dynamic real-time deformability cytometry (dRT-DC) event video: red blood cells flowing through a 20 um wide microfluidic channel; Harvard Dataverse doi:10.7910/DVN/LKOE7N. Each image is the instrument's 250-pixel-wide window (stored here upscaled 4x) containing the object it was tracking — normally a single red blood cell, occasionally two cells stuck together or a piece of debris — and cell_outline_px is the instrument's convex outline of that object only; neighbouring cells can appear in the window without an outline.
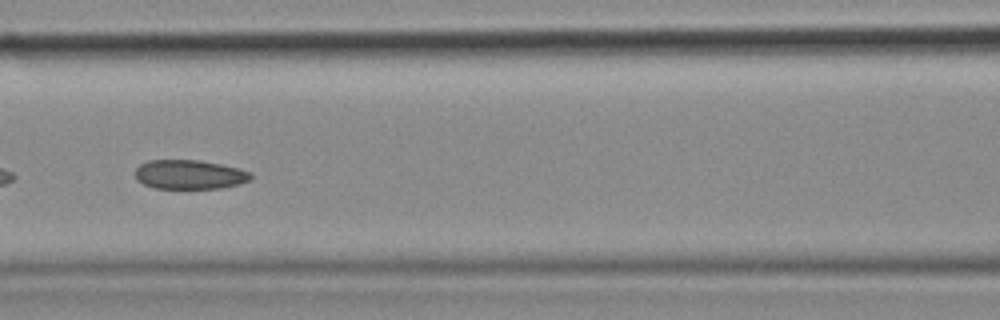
{"species": "common noctule bat (a hibernating species)", "species_latin": "Nyctalus noctula", "temperature_condition": "cold", "stored_images_in_passage": 50, "camera_frame_rate_fps": 3000, "um_per_image_px": 0.085, "animal": {"sex": "female", "body_mass_g": 18.4}, "frame": {"image": 1, "passage_image": 22, "time_ms": 7.0, "image_size_px": [1000, 320], "cell_outline_px": [[252, 176], [248, 180], [240, 184], [224, 188], [152, 188], [136, 180], [136, 168], [140, 164], [148, 160], [200, 160], [220, 164], [252, 172]], "centroid_in_image_um": [16.1, 14.83], "position_along_channel_um": 150.5, "area_um2": 19.71}}